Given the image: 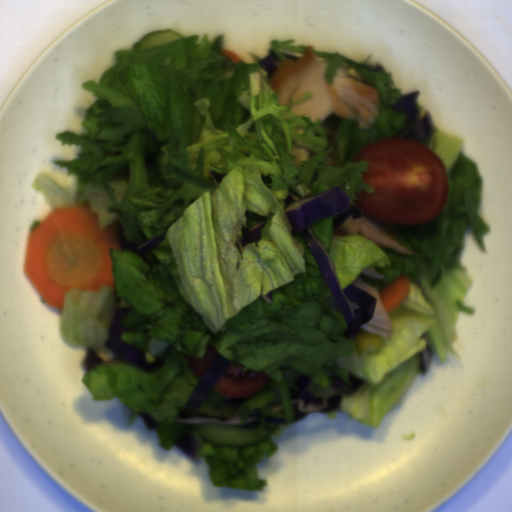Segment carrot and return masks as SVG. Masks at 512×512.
Segmentation results:
<instances>
[{
  "instance_id": "1",
  "label": "carrot",
  "mask_w": 512,
  "mask_h": 512,
  "mask_svg": "<svg viewBox=\"0 0 512 512\" xmlns=\"http://www.w3.org/2000/svg\"><path fill=\"white\" fill-rule=\"evenodd\" d=\"M118 222L100 229L88 204L55 209L27 236L24 273L45 303L63 311L71 289L116 288L110 249L122 250Z\"/></svg>"
},
{
  "instance_id": "2",
  "label": "carrot",
  "mask_w": 512,
  "mask_h": 512,
  "mask_svg": "<svg viewBox=\"0 0 512 512\" xmlns=\"http://www.w3.org/2000/svg\"><path fill=\"white\" fill-rule=\"evenodd\" d=\"M412 282L409 277L401 275L392 284L378 293L382 299L387 314L396 309L408 297Z\"/></svg>"
},
{
  "instance_id": "3",
  "label": "carrot",
  "mask_w": 512,
  "mask_h": 512,
  "mask_svg": "<svg viewBox=\"0 0 512 512\" xmlns=\"http://www.w3.org/2000/svg\"><path fill=\"white\" fill-rule=\"evenodd\" d=\"M220 53H222L226 57H230L231 62L234 63L235 65L238 64V62H245L246 63V61L243 58H241L239 55H237L233 51H230V50H227V49H221Z\"/></svg>"
}]
</instances>
